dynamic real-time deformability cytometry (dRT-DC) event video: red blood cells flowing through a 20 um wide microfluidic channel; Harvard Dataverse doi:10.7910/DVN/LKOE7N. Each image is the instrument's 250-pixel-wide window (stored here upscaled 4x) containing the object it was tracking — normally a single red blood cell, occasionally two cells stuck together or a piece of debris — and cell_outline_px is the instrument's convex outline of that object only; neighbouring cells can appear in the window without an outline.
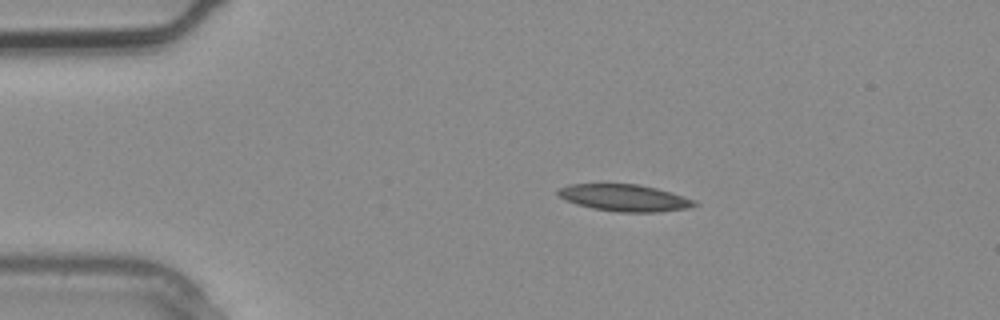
{"species": "common noctule bat (a hibernating species)", "species_latin": "Nyctalus noctula", "temperature_condition": "warm", "stored_images_in_passage": 2, "camera_frame_rate_fps": 3000, "um_per_image_px": 0.085, "animal": {"sex": "male", "body_mass_g": 20.4}, "frame": {"image": 1, "passage_image": 1, "time_ms": 0.0, "image_size_px": [1000, 320], "cell_outline_px": [[700, 204], [692, 208], [656, 212], [616, 212], [592, 208], [576, 204], [560, 196], [556, 192], [556, 188], [568, 184], [640, 184], [656, 188], [696, 200]], "centroid_in_image_um": [53.11, 16.82], "position_along_channel_um": 31.9, "area_um2": 21.5}}
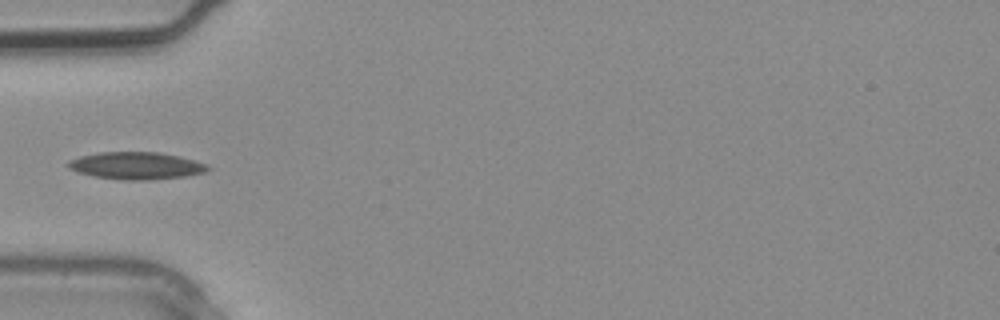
{"frame": {"image": 2, "passage_image": 2, "time_ms": 0.333, "image_size_px": [1000, 320], "cell_outline_px": [[212, 168], [204, 172], [184, 176], [148, 180], [124, 180], [96, 176], [76, 172], [68, 168], [64, 164], [68, 160], [80, 156], [100, 152], [160, 152], [180, 156], [204, 164]], "centroid_in_image_um": [11.51, 14.07], "position_along_channel_um": 73.5, "area_um2": 22.14}}